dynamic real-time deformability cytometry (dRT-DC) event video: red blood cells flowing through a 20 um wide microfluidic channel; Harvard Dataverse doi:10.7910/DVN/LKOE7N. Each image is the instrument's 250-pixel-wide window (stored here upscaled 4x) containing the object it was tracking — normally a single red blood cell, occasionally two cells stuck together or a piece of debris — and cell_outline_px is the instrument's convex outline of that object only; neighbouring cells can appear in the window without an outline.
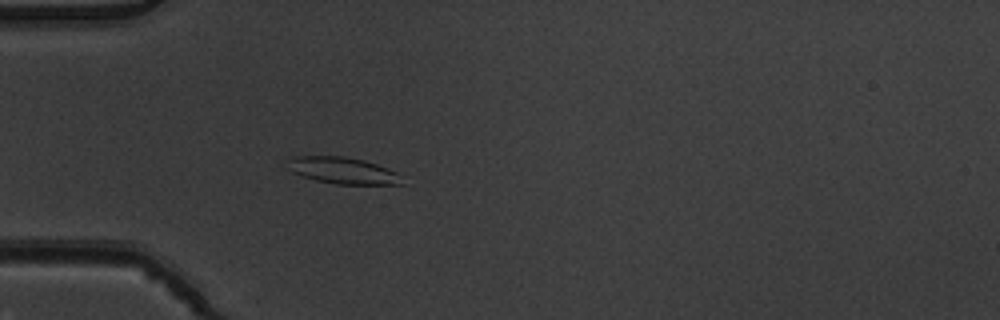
{"species": "common noctule bat (a hibernating species)", "species_latin": "Nyctalus noctula", "temperature_condition": "warm", "stored_images_in_passage": 5, "camera_frame_rate_fps": 3000, "um_per_image_px": 0.085, "animal": {"sex": "male", "body_mass_g": 19.5, "forearm_length_mm": 54.6}, "frame": {"image": 1, "passage_image": 5, "time_ms": 1.333, "image_size_px": [1000, 320], "cell_outline_px": [[404, 184], [336, 184], [316, 180], [292, 172], [284, 168], [284, 160], [288, 156], [344, 156], [364, 160], [388, 168], [396, 172]], "centroid_in_image_um": [29.01, 14.47], "position_along_channel_um": 56.0, "area_um2": 17.98}}